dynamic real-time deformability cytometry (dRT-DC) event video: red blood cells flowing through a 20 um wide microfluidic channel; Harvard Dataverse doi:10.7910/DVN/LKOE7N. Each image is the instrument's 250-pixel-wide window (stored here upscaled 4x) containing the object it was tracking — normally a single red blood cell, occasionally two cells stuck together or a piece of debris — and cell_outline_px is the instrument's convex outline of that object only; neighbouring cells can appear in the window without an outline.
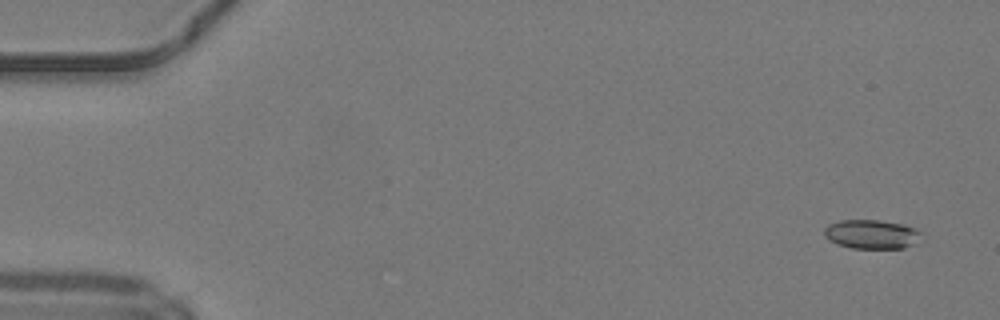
{"species": "common noctule bat (a hibernating species)", "species_latin": "Nyctalus noctula", "temperature_condition": "warm", "stored_images_in_passage": 49, "camera_frame_rate_fps": 3000, "um_per_image_px": 0.085, "animal": {"sex": "male", "body_mass_g": 19.2, "forearm_length_mm": 51.8}, "frame": {"image": 1, "passage_image": 2, "time_ms": 0.333, "image_size_px": [1000, 320], "cell_outline_px": [[920, 232], [916, 244], [904, 248], [852, 248], [836, 244], [828, 240], [824, 236], [824, 228], [828, 224], [840, 220], [880, 220], [904, 224]], "centroid_in_image_um": [74.03, 19.91], "position_along_channel_um": 11.0, "area_um2": 16.47}}
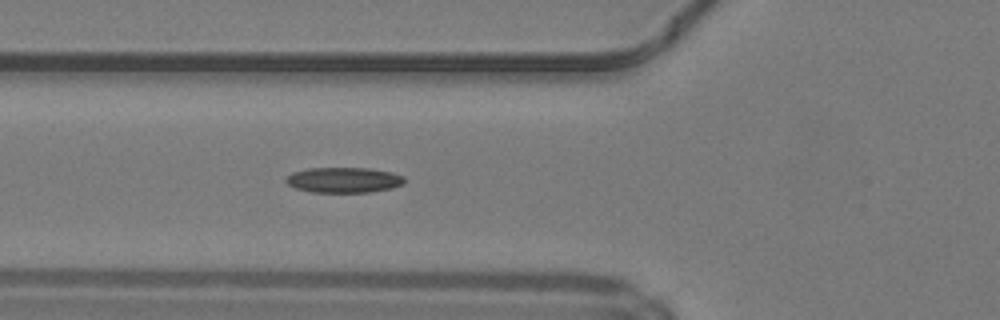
{"frame": {"image": 2, "passage_image": 18, "time_ms": 5.667, "image_size_px": [1000, 320], "cell_outline_px": [[404, 184], [392, 188], [368, 192], [312, 192], [296, 188], [288, 184], [284, 180], [292, 172], [308, 168], [368, 168], [392, 172], [404, 176]], "centroid_in_image_um": [29.23, 15.29], "position_along_channel_um": 96.6, "area_um2": 17.51}}
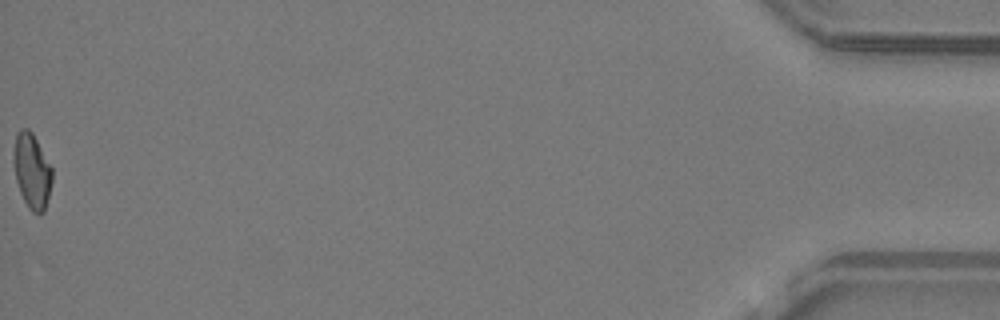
{"frame": {"image": 3, "passage_image": 49, "time_ms": 16.0, "image_size_px": [1000, 320], "cell_outline_px": [[52, 180], [44, 212], [32, 212], [28, 208], [20, 192], [16, 180], [12, 160], [12, 152], [16, 136], [20, 128], [28, 128], [32, 132], [52, 168]], "centroid_in_image_um": [2.68, 14.5], "position_along_channel_um": 432.5, "area_um2": 16.82}}